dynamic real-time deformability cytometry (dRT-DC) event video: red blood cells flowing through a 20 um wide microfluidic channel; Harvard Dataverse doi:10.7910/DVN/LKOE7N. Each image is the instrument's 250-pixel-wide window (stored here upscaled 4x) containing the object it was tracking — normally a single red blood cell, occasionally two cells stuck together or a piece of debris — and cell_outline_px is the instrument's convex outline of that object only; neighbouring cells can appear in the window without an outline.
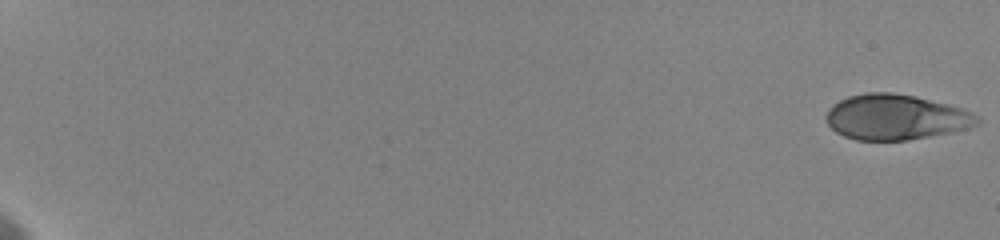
{"species": "human", "species_latin": "Homo sapiens", "temperature_condition": "cold", "stored_images_in_passage": 52, "camera_frame_rate_fps": 3000, "um_per_image_px": 0.085, "donor": {"sex": "female"}, "frame": {"image": 1, "passage_image": 1, "time_ms": 0.0, "image_size_px": [1000, 240], "cell_outline_px": [[980, 124], [968, 128], [952, 132], [908, 140], [856, 140], [844, 136], [836, 132], [828, 124], [828, 112], [832, 104], [848, 96], [864, 92], [892, 92], [912, 96], [964, 108], [980, 116]], "centroid_in_image_um": [76.18, 9.96], "position_along_channel_um": 8.8, "area_um2": 39.88}}
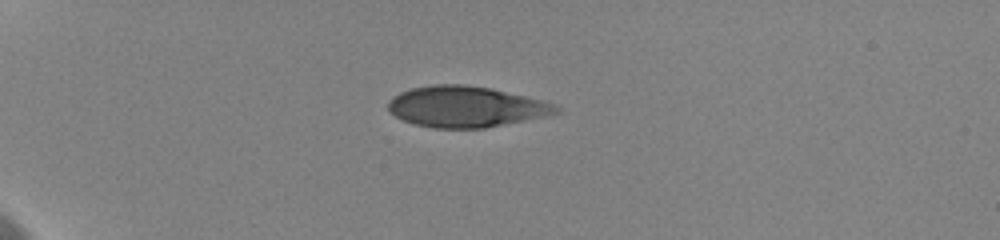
{"frame": {"image": 2, "passage_image": 28, "time_ms": 5.667, "image_size_px": [1000, 240], "cell_outline_px": [[560, 112], [552, 116], [484, 128], [432, 128], [412, 124], [396, 116], [388, 108], [388, 100], [392, 96], [400, 92], [412, 88], [432, 84], [464, 84], [492, 88], [544, 100], [556, 104], [560, 108]], "centroid_in_image_um": [39.66, 9.07], "position_along_channel_um": 45.3, "area_um2": 40.63}}